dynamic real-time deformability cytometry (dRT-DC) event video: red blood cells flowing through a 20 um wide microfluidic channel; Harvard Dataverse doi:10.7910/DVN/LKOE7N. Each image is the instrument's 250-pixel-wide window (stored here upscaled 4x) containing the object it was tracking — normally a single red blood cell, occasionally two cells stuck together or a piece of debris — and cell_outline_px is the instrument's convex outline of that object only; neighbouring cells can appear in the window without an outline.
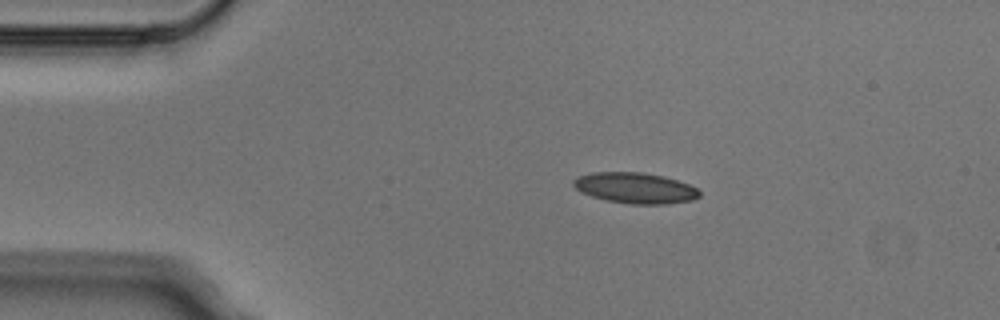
{"species": "Egyptian fruit bat (a non-hibernating species)", "species_latin": "Rousettus aegyptiacus", "temperature_condition": "cold", "stored_images_in_passage": 4, "segment_of_instrument_passage": [1, 2], "camera_frame_rate_fps": 3000, "um_per_image_px": 0.085, "animal": {"sex": "male"}, "frame": {"image": 1, "passage_image": 2, "time_ms": 0.333, "image_size_px": [1000, 320], "cell_outline_px": [[700, 196], [692, 200], [668, 204], [632, 204], [604, 200], [580, 192], [572, 184], [572, 180], [580, 176], [592, 172], [644, 172], [664, 176], [688, 184], [696, 188], [700, 192]], "centroid_in_image_um": [53.98, 15.98], "position_along_channel_um": 31.0, "area_um2": 22.66}}